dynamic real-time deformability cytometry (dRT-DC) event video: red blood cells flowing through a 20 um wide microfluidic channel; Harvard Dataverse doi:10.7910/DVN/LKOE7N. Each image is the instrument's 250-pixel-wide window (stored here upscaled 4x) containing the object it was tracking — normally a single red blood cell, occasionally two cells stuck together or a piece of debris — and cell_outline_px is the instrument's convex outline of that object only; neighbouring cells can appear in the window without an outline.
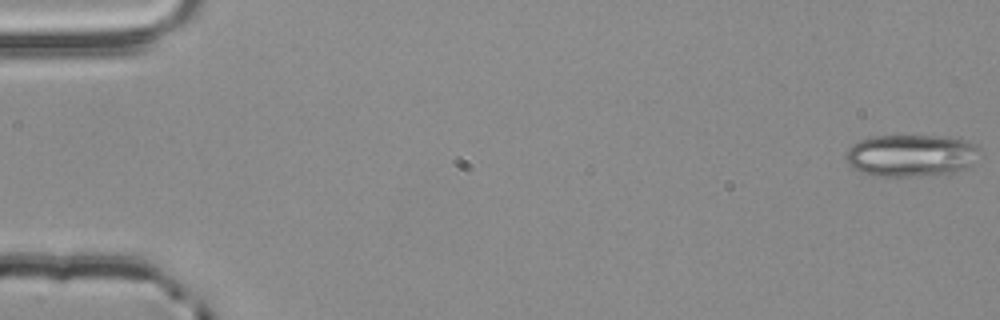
{"species": "common noctule bat (a hibernating species)", "species_latin": "Nyctalus noctula", "temperature_condition": "room temperature", "stored_images_in_passage": 14, "camera_frame_rate_fps": 3000, "um_per_image_px": 0.085, "animal": {"sex": "male", "body_mass_g": 20.4}, "frame": {"image": 1, "passage_image": 1, "time_ms": 0.0, "image_size_px": [1000, 320], "cell_outline_px": [[980, 148], [972, 164], [968, 168], [956, 172], [908, 176], [872, 176], [860, 172], [852, 168], [844, 160], [844, 156], [848, 148], [852, 144], [860, 140], [872, 136], [940, 136], [964, 140], [976, 144]], "centroid_in_image_um": [77.38, 13.22], "position_along_channel_um": 7.6, "area_um2": 33.0}}